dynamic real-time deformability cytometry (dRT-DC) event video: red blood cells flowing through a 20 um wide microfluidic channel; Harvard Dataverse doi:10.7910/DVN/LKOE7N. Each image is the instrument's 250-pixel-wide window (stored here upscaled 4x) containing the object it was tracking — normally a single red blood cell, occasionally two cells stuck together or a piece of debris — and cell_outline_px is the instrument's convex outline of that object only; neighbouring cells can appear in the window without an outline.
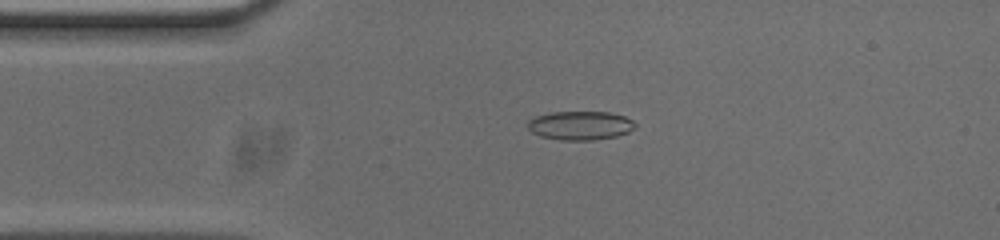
{"species": "common noctule bat (a hibernating species)", "species_latin": "Nyctalus noctula", "temperature_condition": "cold", "stored_images_in_passage": 53, "camera_frame_rate_fps": 3000, "um_per_image_px": 0.085, "animal": {"sex": "male", "body_mass_g": 20.0, "forearm_length_mm": 53.3}, "frame": {"image": 1, "passage_image": 11, "time_ms": 3.333, "image_size_px": [1000, 240], "cell_outline_px": [[636, 124], [628, 132], [616, 136], [592, 140], [560, 140], [540, 136], [532, 132], [528, 128], [528, 120], [536, 116], [552, 112], [612, 112], [624, 116], [632, 120]], "centroid_in_image_um": [49.31, 10.66], "position_along_channel_um": 35.7, "area_um2": 17.98}}
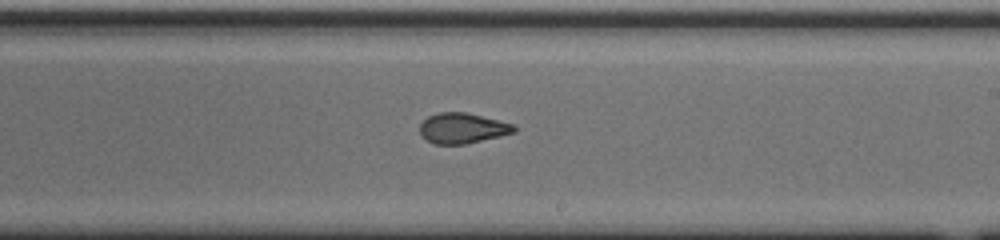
{"frame": {"image": 2, "passage_image": 30, "time_ms": 9.667, "image_size_px": [1000, 240], "cell_outline_px": [[516, 132], [500, 136], [464, 144], [436, 144], [420, 136], [420, 124], [428, 116], [440, 112], [468, 112], [512, 124], [516, 128]], "centroid_in_image_um": [39.29, 10.89], "position_along_channel_um": 249.7, "area_um2": 16.59}}
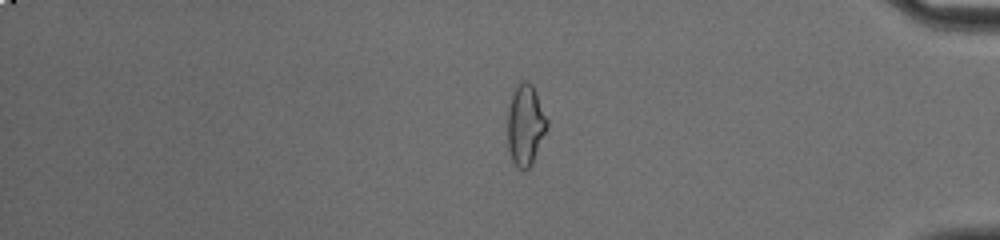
{"frame": {"image": 3, "passage_image": 44, "time_ms": 14.333, "image_size_px": [1000, 240], "cell_outline_px": [[548, 128], [532, 164], [524, 172], [512, 160], [508, 152], [508, 108], [512, 92], [524, 80], [532, 84], [536, 92], [548, 120]], "centroid_in_image_um": [44.67, 10.65], "position_along_channel_um": 390.5, "area_um2": 18.67}, "authors_computed_cell_mechanics": {"area_um2": 17.34, "velocity_mm_per_s": 3.7514, "shape_relaxation_time_tau1_ms": 5.3136, "shape_relaxation_time_tau2_ms": 2.0072, "deformation_change_tau1": 0.1551, "deformation_change_tau2": 0.088}}